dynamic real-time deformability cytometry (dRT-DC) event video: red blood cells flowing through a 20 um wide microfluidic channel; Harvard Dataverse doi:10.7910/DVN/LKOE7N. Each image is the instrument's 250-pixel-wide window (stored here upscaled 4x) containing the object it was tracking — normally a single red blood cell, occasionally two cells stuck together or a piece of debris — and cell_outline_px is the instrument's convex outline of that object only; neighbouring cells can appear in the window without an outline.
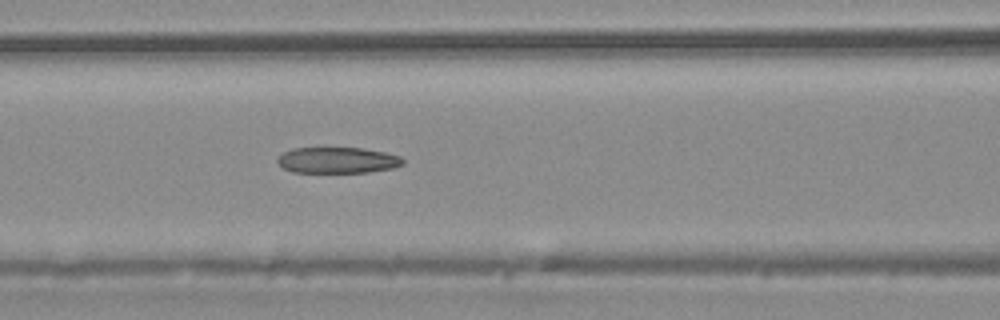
{"species": "common noctule bat (a hibernating species)", "species_latin": "Nyctalus noctula", "temperature_condition": "warm", "stored_images_in_passage": 3, "camera_frame_rate_fps": 3000, "um_per_image_px": 0.085, "animal": {"sex": "male", "body_mass_g": 20.4}, "frame": {"image": 1, "passage_image": 3, "time_ms": 2.333, "image_size_px": [1000, 320], "cell_outline_px": [[404, 164], [392, 168], [368, 172], [292, 172], [284, 168], [276, 160], [284, 152], [292, 148], [364, 148], [384, 152], [400, 156], [404, 160]], "centroid_in_image_um": [28.71, 13.61], "position_along_channel_um": 137.9, "area_um2": 18.9}}